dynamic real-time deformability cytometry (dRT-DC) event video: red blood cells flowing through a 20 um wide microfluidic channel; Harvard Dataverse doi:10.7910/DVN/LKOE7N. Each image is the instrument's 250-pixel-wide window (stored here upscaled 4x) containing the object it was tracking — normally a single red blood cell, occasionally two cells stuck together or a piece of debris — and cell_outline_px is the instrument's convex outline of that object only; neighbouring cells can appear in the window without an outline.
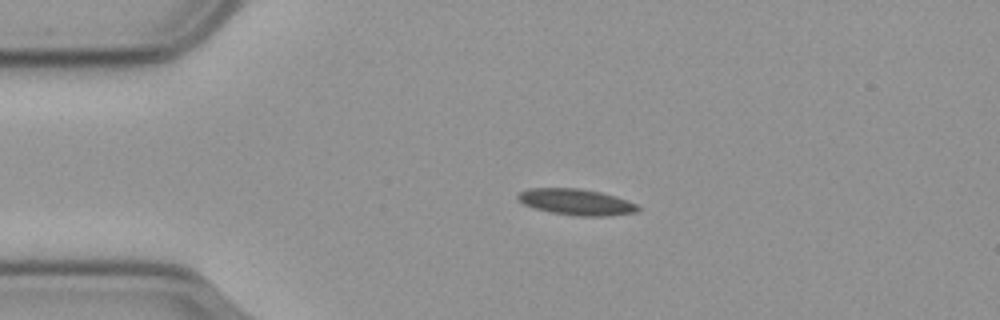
{"species": "common noctule bat (a hibernating species)", "species_latin": "Nyctalus noctula", "temperature_condition": "cold", "stored_images_in_passage": 46, "camera_frame_rate_fps": 3000, "um_per_image_px": 0.085, "animal": {"sex": "male", "body_mass_g": 23.1, "forearm_length_mm": 52.7}, "frame": {"image": 1, "passage_image": 1, "time_ms": 0.0, "image_size_px": [1000, 320], "cell_outline_px": [[640, 208], [636, 212], [604, 216], [580, 216], [552, 212], [536, 208], [524, 204], [516, 200], [516, 196], [520, 192], [528, 188], [580, 188], [600, 192], [616, 196], [636, 204]], "centroid_in_image_um": [48.95, 17.16], "position_along_channel_um": 36.0, "area_um2": 18.15}}
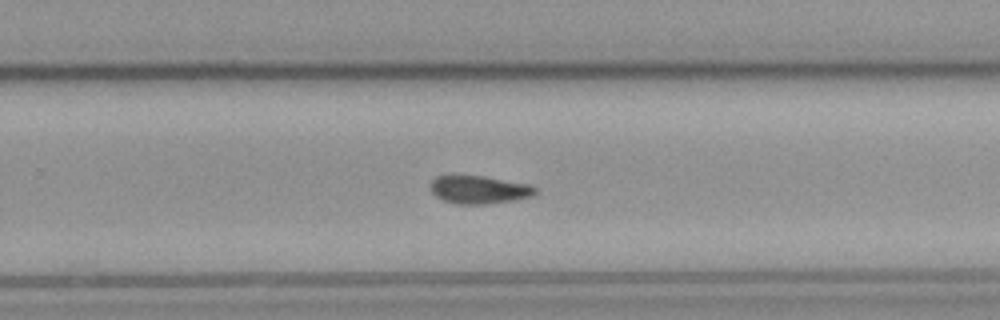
{"frame": {"image": 2, "passage_image": 25, "time_ms": 8.0, "image_size_px": [1000, 320], "cell_outline_px": [[536, 192], [532, 196], [516, 200], [488, 204], [456, 204], [444, 200], [436, 196], [432, 192], [428, 184], [436, 176], [452, 172], [480, 176], [532, 184], [536, 188]], "centroid_in_image_um": [40.66, 16.08], "position_along_channel_um": 289.1, "area_um2": 17.8}}
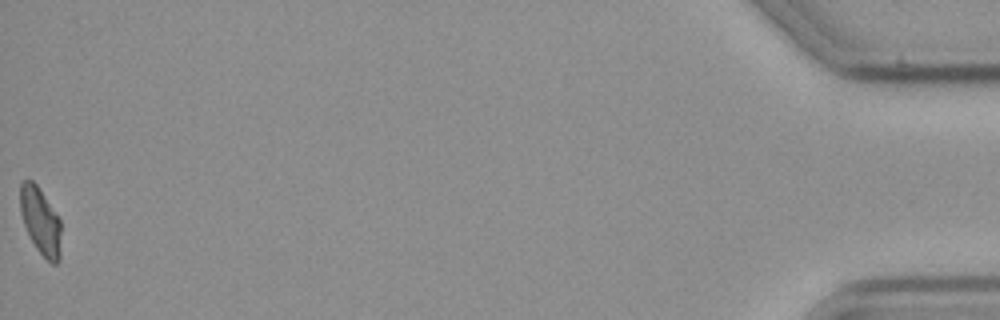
{"frame": {"image": 3, "passage_image": 46, "time_ms": 15.0, "image_size_px": [1000, 320], "cell_outline_px": [[60, 260], [56, 264], [52, 264], [36, 248], [24, 224], [20, 212], [20, 184], [24, 180], [32, 180], [36, 184], [60, 220]], "centroid_in_image_um": [3.44, 18.8], "position_along_channel_um": 431.8, "area_um2": 15.61}}